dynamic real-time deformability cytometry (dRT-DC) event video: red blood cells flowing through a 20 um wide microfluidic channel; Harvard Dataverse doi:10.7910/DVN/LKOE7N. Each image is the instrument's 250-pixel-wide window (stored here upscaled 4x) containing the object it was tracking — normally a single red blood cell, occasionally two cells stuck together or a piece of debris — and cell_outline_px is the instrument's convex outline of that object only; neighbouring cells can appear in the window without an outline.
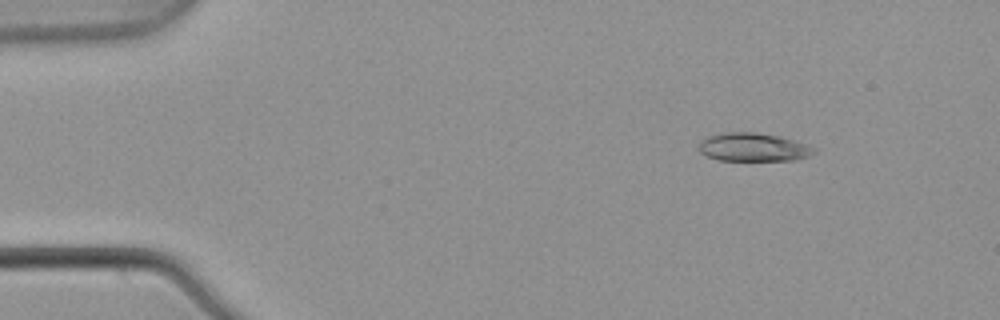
{"species": "common noctule bat (a hibernating species)", "species_latin": "Nyctalus noctula", "temperature_condition": "warm", "stored_images_in_passage": 5, "camera_frame_rate_fps": 3000, "um_per_image_px": 0.085, "animal": {"sex": "male", "body_mass_g": 21.5, "forearm_length_mm": 52.0}, "frame": {"image": 1, "passage_image": 2, "time_ms": 0.333, "image_size_px": [1000, 320], "cell_outline_px": [[816, 152], [808, 156], [796, 160], [720, 160], [708, 156], [700, 152], [700, 140], [708, 136], [724, 132], [756, 132], [780, 136], [816, 148]], "centroid_in_image_um": [64.03, 12.5], "position_along_channel_um": 21.0, "area_um2": 18.9}}
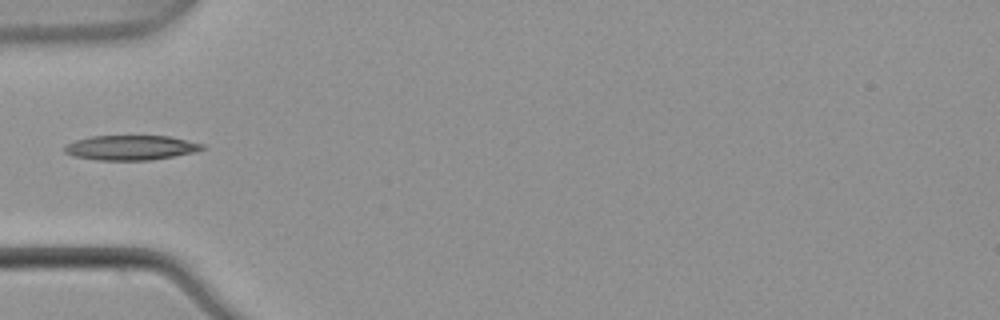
{"frame": {"image": 2, "passage_image": 5, "time_ms": 1.333, "image_size_px": [1000, 320], "cell_outline_px": [[204, 148], [196, 152], [152, 160], [96, 160], [72, 156], [64, 152], [64, 148], [68, 144], [76, 140], [92, 136], [168, 136], [204, 144]], "centroid_in_image_um": [11.12, 12.56], "position_along_channel_um": 73.9, "area_um2": 19.83}}